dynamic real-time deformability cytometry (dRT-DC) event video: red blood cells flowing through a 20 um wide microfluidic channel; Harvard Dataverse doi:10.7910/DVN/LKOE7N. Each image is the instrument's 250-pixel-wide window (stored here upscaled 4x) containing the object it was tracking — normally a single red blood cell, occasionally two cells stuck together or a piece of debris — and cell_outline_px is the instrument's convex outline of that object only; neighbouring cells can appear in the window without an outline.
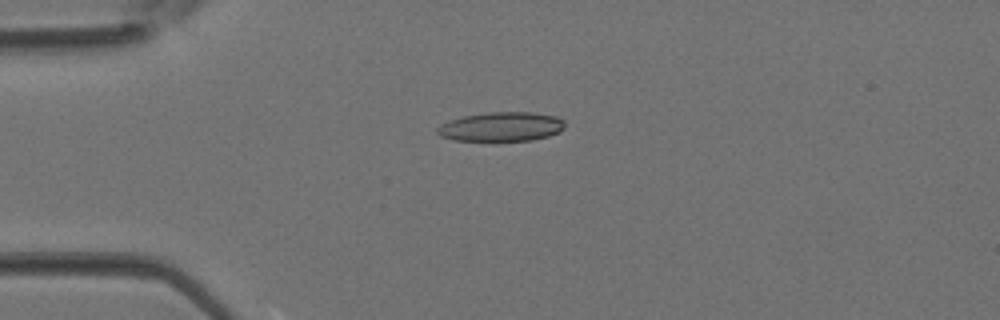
{"species": "Egyptian fruit bat (a non-hibernating species)", "species_latin": "Rousettus aegyptiacus", "temperature_condition": "room temperature", "stored_images_in_passage": 1, "camera_frame_rate_fps": 3000, "um_per_image_px": 0.085, "animal": {"sex": "female"}, "frame": {"image": 1, "passage_image": 1, "time_ms": 0.0, "image_size_px": [1000, 320], "cell_outline_px": [[564, 128], [560, 132], [548, 136], [532, 140], [452, 140], [440, 136], [436, 132], [436, 128], [440, 124], [448, 120], [464, 116], [488, 112], [532, 112], [556, 116], [564, 120]], "centroid_in_image_um": [42.6, 10.76], "position_along_channel_um": 42.4, "area_um2": 21.79}}